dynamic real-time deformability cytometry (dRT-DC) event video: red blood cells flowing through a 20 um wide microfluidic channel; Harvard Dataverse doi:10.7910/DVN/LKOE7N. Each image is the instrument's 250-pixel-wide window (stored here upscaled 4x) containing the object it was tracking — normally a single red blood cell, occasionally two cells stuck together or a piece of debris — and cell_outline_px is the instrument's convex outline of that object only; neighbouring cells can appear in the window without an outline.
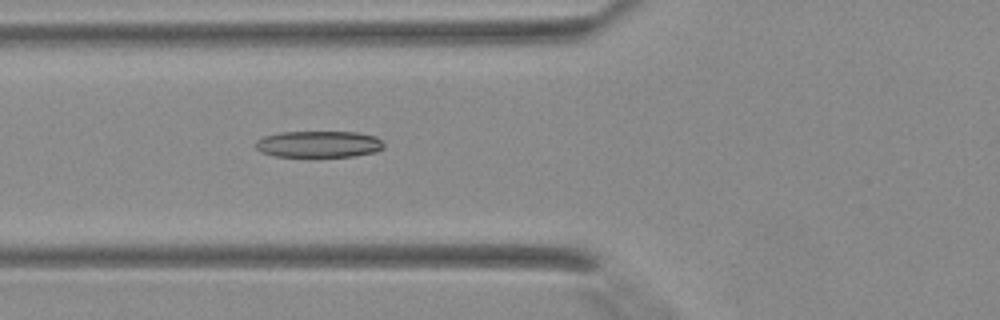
{"species": "Egyptian fruit bat (a non-hibernating species)", "species_latin": "Rousettus aegyptiacus", "temperature_condition": "warm", "stored_images_in_passage": 38, "camera_frame_rate_fps": 3000, "um_per_image_px": 0.085, "animal": {"sex": "female"}, "frame": {"image": 1, "passage_image": 13, "time_ms": 4.0, "image_size_px": [1000, 320], "cell_outline_px": [[384, 148], [376, 152], [352, 156], [276, 156], [260, 152], [256, 148], [256, 140], [264, 136], [280, 132], [360, 132], [376, 136], [384, 144]], "centroid_in_image_um": [27.11, 12.24], "position_along_channel_um": 98.7, "area_um2": 19.83}}
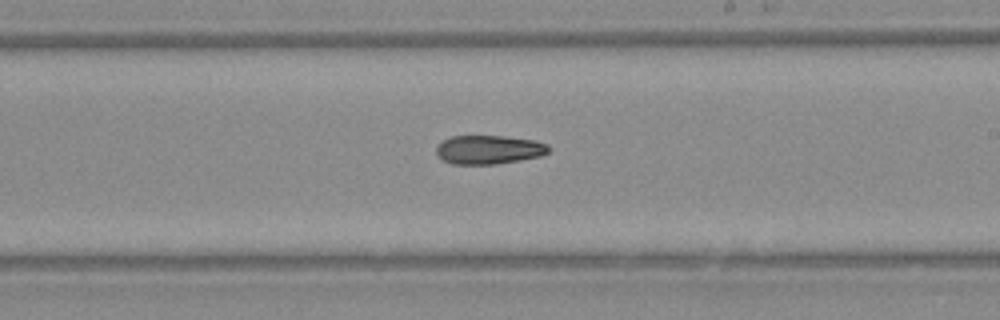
{"frame": {"image": 2, "passage_image": 22, "time_ms": 7.0, "image_size_px": [1000, 320], "cell_outline_px": [[552, 148], [548, 152], [540, 156], [496, 164], [452, 164], [436, 156], [436, 144], [452, 136], [504, 136], [532, 140], [548, 144]], "centroid_in_image_um": [41.53, 12.72], "position_along_channel_um": 247.5, "area_um2": 18.9}}
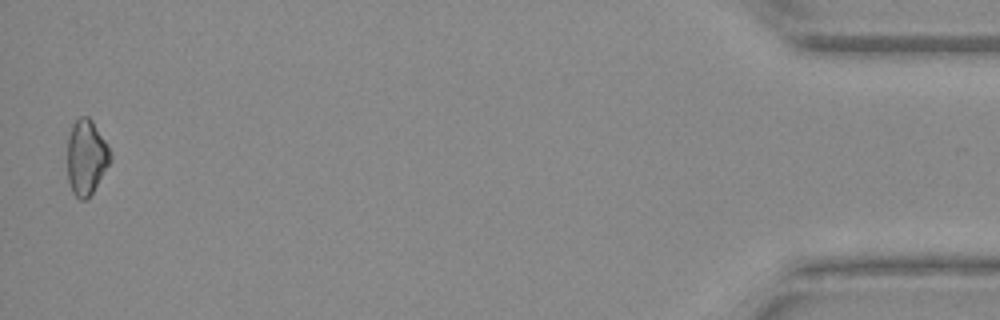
{"frame": {"image": 3, "passage_image": 38, "time_ms": 12.333, "image_size_px": [1000, 320], "cell_outline_px": [[112, 160], [92, 192], [84, 200], [80, 200], [72, 192], [68, 180], [68, 136], [72, 124], [80, 116], [88, 116], [92, 120], [108, 144], [112, 152]], "centroid_in_image_um": [7.35, 13.34], "position_along_channel_um": 427.8, "area_um2": 18.9}}